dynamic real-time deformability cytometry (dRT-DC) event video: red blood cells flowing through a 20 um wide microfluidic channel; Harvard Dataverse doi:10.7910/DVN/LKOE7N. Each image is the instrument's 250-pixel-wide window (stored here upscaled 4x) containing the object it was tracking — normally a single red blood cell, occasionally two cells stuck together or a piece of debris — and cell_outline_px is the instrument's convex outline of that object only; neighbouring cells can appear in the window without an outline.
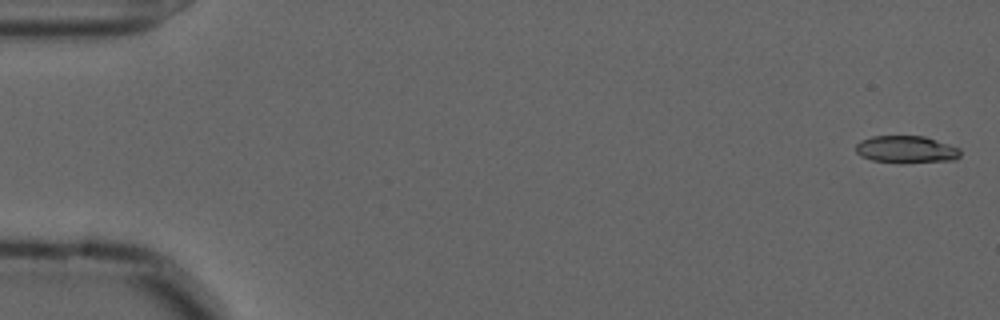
{"species": "common noctule bat (a hibernating species)", "species_latin": "Nyctalus noctula", "temperature_condition": "cold", "stored_images_in_passage": 23, "camera_frame_rate_fps": 3000, "um_per_image_px": 0.085, "animal": {"sex": "male", "forearm_length_mm": 52.5}, "frame": {"image": 1, "passage_image": 2, "time_ms": 0.333, "image_size_px": [1000, 320], "cell_outline_px": [[960, 156], [956, 160], [904, 164], [872, 160], [860, 156], [856, 152], [856, 144], [860, 140], [872, 136], [924, 136], [960, 148]], "centroid_in_image_um": [77.03, 12.72], "position_along_channel_um": 8.0, "area_um2": 16.94}}